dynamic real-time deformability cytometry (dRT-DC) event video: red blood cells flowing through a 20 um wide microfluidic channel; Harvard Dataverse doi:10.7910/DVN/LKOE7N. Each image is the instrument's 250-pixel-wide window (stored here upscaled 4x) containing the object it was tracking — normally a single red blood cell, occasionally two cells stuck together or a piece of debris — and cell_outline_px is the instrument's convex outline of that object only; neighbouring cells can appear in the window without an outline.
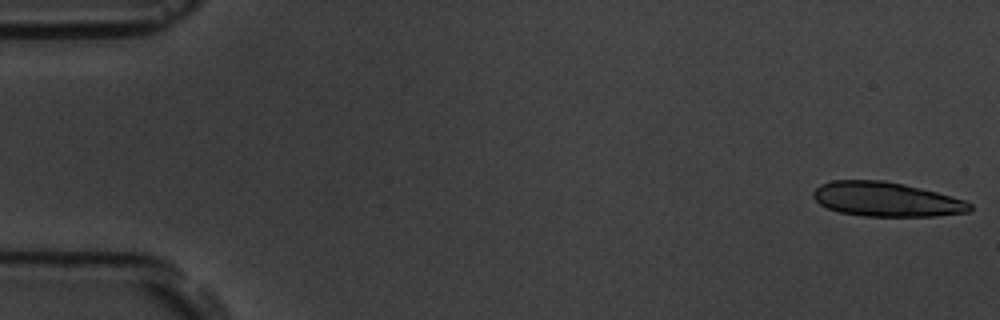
{"species": "common noctule bat (a hibernating species)", "species_latin": "Nyctalus noctula", "temperature_condition": "room temperature", "stored_images_in_passage": 17, "camera_frame_rate_fps": 3000, "um_per_image_px": 0.085, "animal": {"sex": "male", "body_mass_g": 19.5, "forearm_length_mm": 54.6}, "frame": {"image": 1, "passage_image": 1, "time_ms": 0.0, "image_size_px": [1000, 320], "cell_outline_px": [[972, 208], [968, 212], [936, 216], [864, 216], [840, 212], [828, 208], [820, 204], [812, 196], [812, 192], [820, 184], [832, 180], [884, 180], [904, 184], [968, 200], [972, 204]], "centroid_in_image_um": [75.35, 16.94], "position_along_channel_um": 9.7, "area_um2": 31.5}}
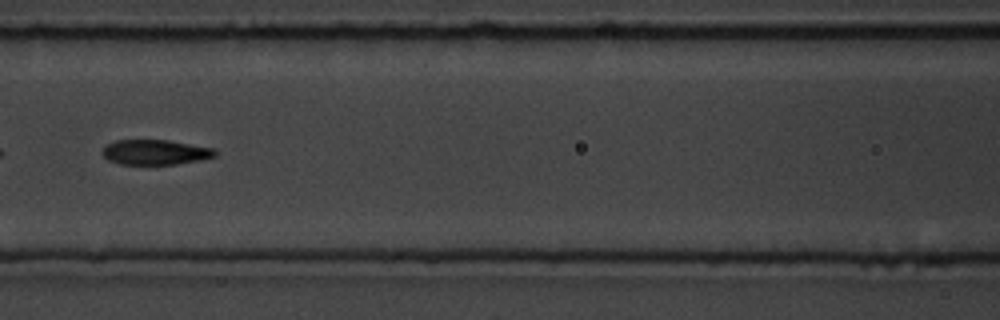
{"frame": {"image": 2, "passage_image": 8, "time_ms": 8.0, "image_size_px": [1000, 320], "cell_outline_px": [[216, 156], [200, 160], [176, 164], [120, 164], [108, 160], [100, 152], [108, 144], [116, 140], [168, 140], [216, 148]], "centroid_in_image_um": [13.22, 12.93], "position_along_channel_um": 153.4, "area_um2": 16.47}}
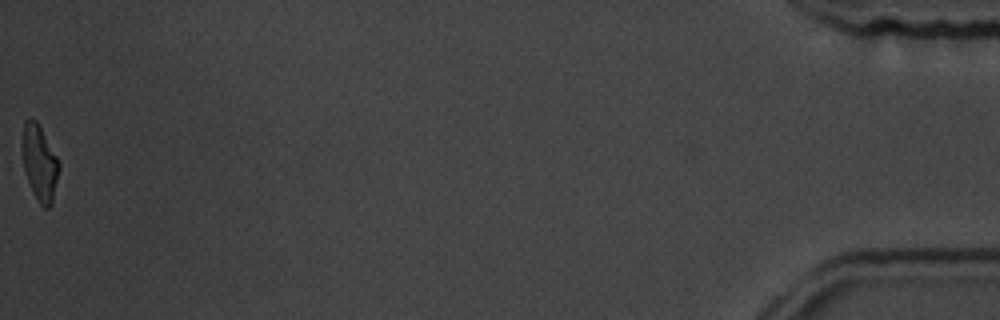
{"frame": {"image": 3, "passage_image": 17, "time_ms": 18.333, "image_size_px": [1000, 320], "cell_outline_px": [[60, 168], [52, 204], [48, 208], [44, 208], [36, 200], [28, 180], [24, 168], [24, 120], [28, 116], [32, 116], [36, 120], [56, 156], [60, 164]], "centroid_in_image_um": [3.4, 13.87], "position_along_channel_um": 431.8, "area_um2": 15.78}, "authors_computed_cell_mechanics": {"area_um2": 17.7446, "velocity_mm_per_s": 3.6788, "shape_relaxation_time_tau1_ms": 4.645, "shape_relaxation_time_tau2_ms": 3.8782, "deformation_change_tau1": 0.1623, "deformation_change_tau2": 0.0765}}